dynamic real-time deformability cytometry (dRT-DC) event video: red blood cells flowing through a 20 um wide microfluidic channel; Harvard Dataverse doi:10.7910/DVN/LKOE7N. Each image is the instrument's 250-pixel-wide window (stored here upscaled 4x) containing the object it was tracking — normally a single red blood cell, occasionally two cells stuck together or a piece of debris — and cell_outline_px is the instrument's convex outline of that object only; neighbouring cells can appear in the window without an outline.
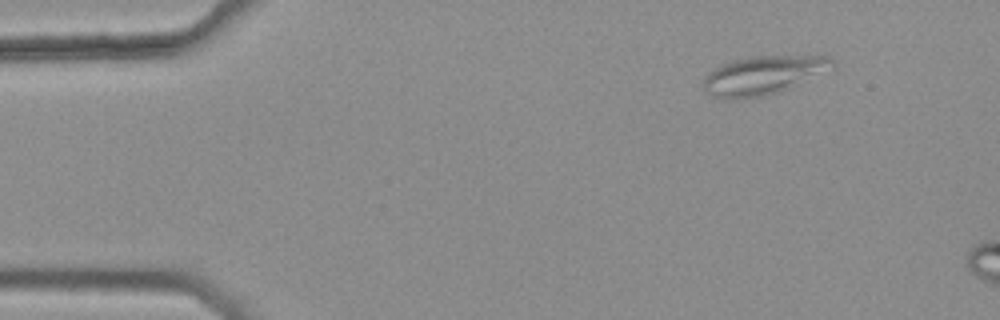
{"species": "common noctule bat (a hibernating species)", "species_latin": "Nyctalus noctula", "temperature_condition": "warm", "stored_images_in_passage": 3, "camera_frame_rate_fps": 3000, "um_per_image_px": 0.085, "animal": {"sex": "female", "body_mass_g": 25.1}, "frame": {"image": 1, "passage_image": 1, "time_ms": 0.0, "image_size_px": [1000, 320], "cell_outline_px": [[836, 60], [832, 68], [792, 88], [764, 96], [728, 100], [724, 100], [704, 92], [704, 76], [712, 68], [732, 60], [752, 56], [828, 56]], "centroid_in_image_um": [64.84, 6.4], "position_along_channel_um": 20.2, "area_um2": 29.36}}